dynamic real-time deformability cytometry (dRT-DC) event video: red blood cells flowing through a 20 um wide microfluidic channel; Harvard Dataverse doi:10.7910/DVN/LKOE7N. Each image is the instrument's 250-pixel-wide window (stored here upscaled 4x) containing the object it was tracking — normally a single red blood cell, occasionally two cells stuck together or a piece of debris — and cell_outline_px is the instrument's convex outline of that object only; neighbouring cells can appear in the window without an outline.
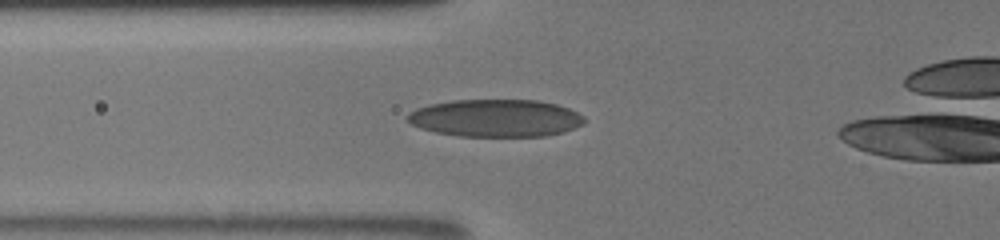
{"species": "human", "species_latin": "Homo sapiens", "temperature_condition": "room temperature", "stored_images_in_passage": 37, "camera_frame_rate_fps": 3000, "um_per_image_px": 0.085, "donor": {"sex": "male"}, "frame": {"image": 1, "passage_image": 8, "time_ms": 2.333, "image_size_px": [1000, 240], "cell_outline_px": [[584, 124], [564, 132], [544, 136], [460, 136], [436, 132], [420, 128], [404, 120], [404, 116], [408, 112], [416, 108], [428, 104], [452, 100], [540, 100], [556, 104], [568, 108], [584, 116]], "centroid_in_image_um": [42.08, 10.03], "position_along_channel_um": 83.7, "area_um2": 38.96}}
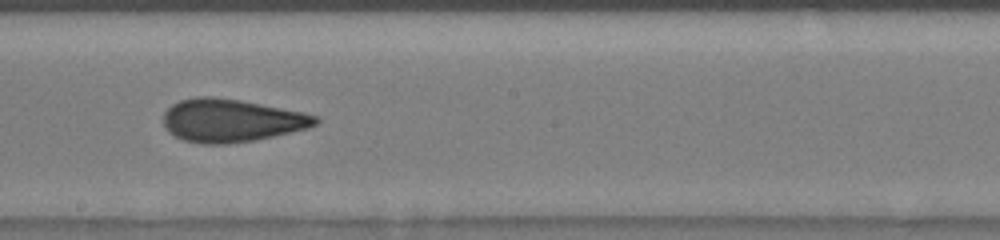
{"frame": {"image": 2, "passage_image": 19, "time_ms": 6.0, "image_size_px": [1000, 240], "cell_outline_px": [[320, 120], [316, 124], [308, 128], [256, 140], [228, 144], [204, 144], [184, 140], [168, 132], [164, 124], [164, 112], [172, 104], [180, 100], [196, 96], [212, 96], [240, 100], [304, 112], [320, 116]], "centroid_in_image_um": [19.67, 10.24], "position_along_channel_um": 228.5, "area_um2": 38.21}}
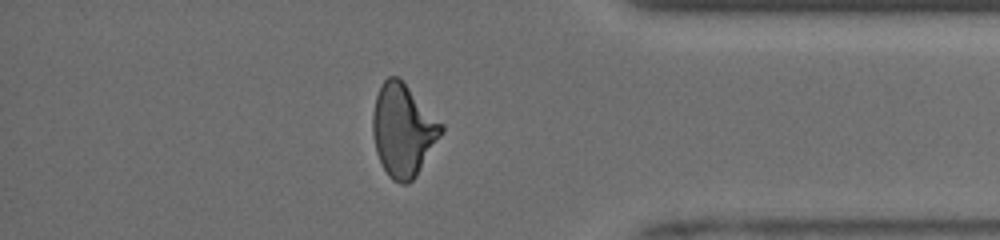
{"frame": {"image": 3, "passage_image": 33, "time_ms": 10.667, "image_size_px": [1000, 240], "cell_outline_px": [[444, 128], [440, 136], [416, 176], [408, 184], [400, 184], [392, 180], [388, 176], [376, 152], [372, 132], [372, 112], [376, 96], [380, 84], [388, 76], [396, 76], [444, 124]], "centroid_in_image_um": [34.24, 11.08], "position_along_channel_um": 401.0, "area_um2": 36.59}}